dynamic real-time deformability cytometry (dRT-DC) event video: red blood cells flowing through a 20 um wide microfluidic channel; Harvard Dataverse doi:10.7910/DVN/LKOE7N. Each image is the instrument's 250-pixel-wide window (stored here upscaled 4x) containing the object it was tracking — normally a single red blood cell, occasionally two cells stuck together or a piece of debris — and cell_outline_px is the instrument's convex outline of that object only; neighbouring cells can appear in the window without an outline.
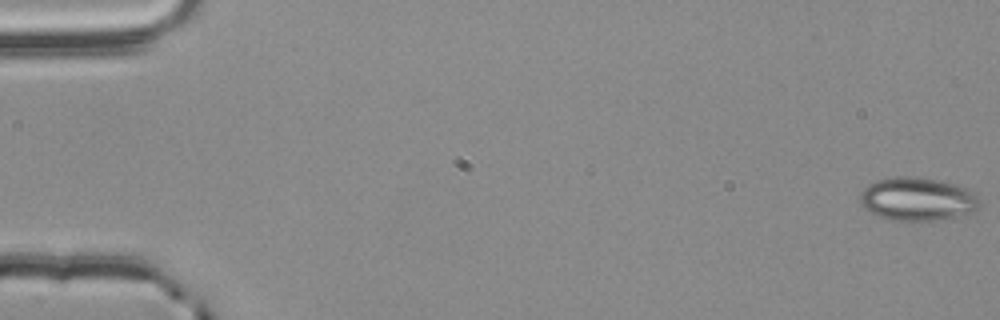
{"species": "common noctule bat (a hibernating species)", "species_latin": "Nyctalus noctula", "temperature_condition": "room temperature", "stored_images_in_passage": 56, "camera_frame_rate_fps": 3000, "um_per_image_px": 0.085, "animal": {"sex": "male", "body_mass_g": 20.4}, "frame": {"image": 1, "passage_image": 1, "time_ms": 0.0, "image_size_px": [1000, 320], "cell_outline_px": [[980, 208], [972, 212], [932, 220], [892, 220], [876, 216], [868, 212], [860, 204], [860, 192], [868, 184], [876, 180], [896, 176], [916, 176], [940, 180], [956, 184], [980, 192]], "centroid_in_image_um": [78.0, 16.89], "position_along_channel_um": 7.0, "area_um2": 30.69}}
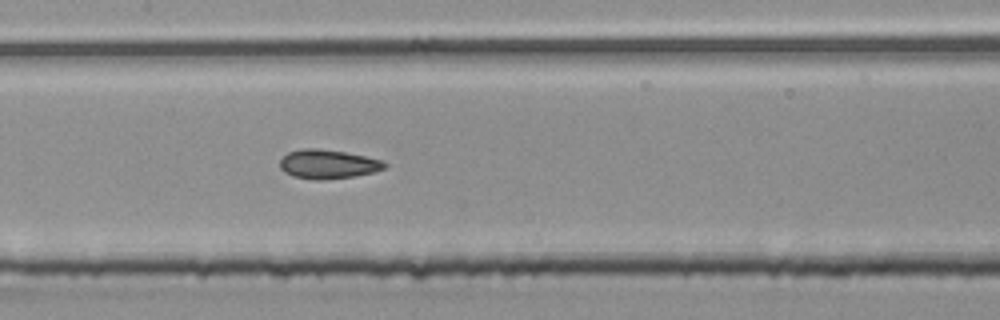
{"frame": {"image": 2, "passage_image": 28, "time_ms": 9.0, "image_size_px": [1000, 320], "cell_outline_px": [[388, 164], [384, 168], [372, 172], [352, 176], [324, 180], [316, 180], [292, 176], [284, 172], [280, 168], [280, 160], [288, 152], [300, 148], [320, 148], [344, 152], [384, 160]], "centroid_in_image_um": [27.85, 13.94], "position_along_channel_um": 179.6, "area_um2": 17.74}}
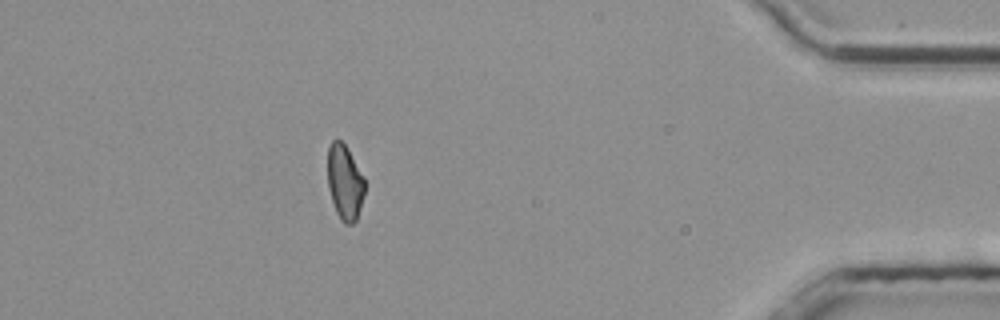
{"frame": {"image": 3, "passage_image": 50, "time_ms": 16.333, "image_size_px": [1000, 320], "cell_outline_px": [[364, 196], [356, 220], [352, 224], [344, 224], [340, 220], [336, 212], [328, 188], [328, 144], [332, 140], [340, 140], [348, 148], [364, 176]], "centroid_in_image_um": [29.3, 15.48], "position_along_channel_um": 405.9, "area_um2": 16.36}, "authors_computed_cell_mechanics": {"area_um2": 17.4267, "velocity_mm_per_s": 3.7934, "shape_relaxation_time_tau1_ms": null, "shape_relaxation_time_tau2_ms": 2.3533, "deformation_change_tau1": null, "deformation_change_tau2": 0.087}}